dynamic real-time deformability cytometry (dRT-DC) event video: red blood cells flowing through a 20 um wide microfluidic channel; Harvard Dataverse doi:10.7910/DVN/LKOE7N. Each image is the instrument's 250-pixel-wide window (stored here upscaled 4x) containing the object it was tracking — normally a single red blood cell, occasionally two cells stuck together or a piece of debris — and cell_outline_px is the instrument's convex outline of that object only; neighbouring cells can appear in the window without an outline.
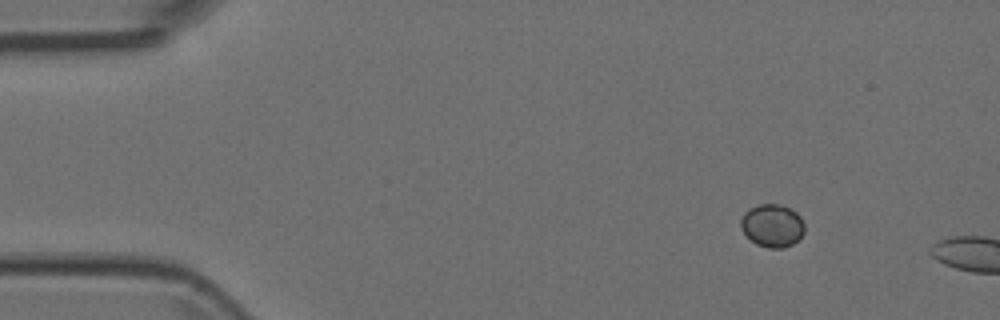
{"species": "Egyptian fruit bat (a non-hibernating species)", "species_latin": "Rousettus aegyptiacus", "temperature_condition": "room temperature", "stored_images_in_passage": 5, "camera_frame_rate_fps": 3000, "um_per_image_px": 0.085, "animal": {"sex": "female"}, "frame": {"image": 1, "passage_image": 2, "time_ms": 0.333, "image_size_px": [1000, 320], "cell_outline_px": [[804, 232], [800, 240], [784, 248], [768, 248], [756, 244], [740, 228], [740, 220], [744, 212], [748, 208], [756, 204], [780, 204], [796, 212], [800, 216], [804, 224]], "centroid_in_image_um": [65.64, 19.17], "position_along_channel_um": 19.4, "area_um2": 16.13}}